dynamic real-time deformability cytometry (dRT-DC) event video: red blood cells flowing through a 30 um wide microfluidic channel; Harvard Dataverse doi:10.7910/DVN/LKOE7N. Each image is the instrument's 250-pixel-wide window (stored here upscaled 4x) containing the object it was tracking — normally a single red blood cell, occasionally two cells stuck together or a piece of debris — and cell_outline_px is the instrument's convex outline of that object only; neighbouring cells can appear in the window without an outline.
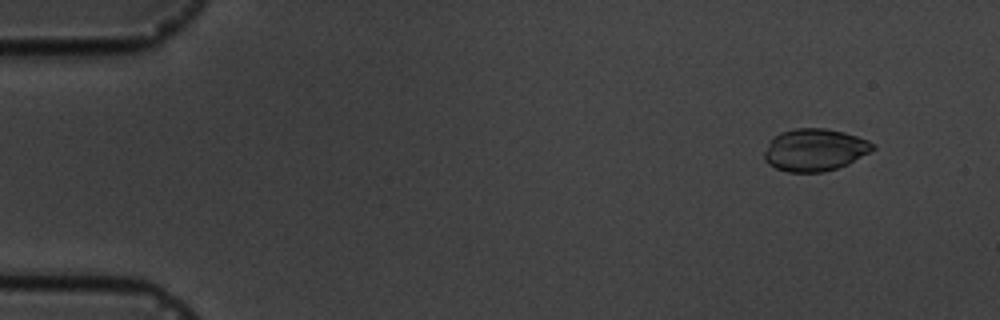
{"species": "common noctule bat (a hibernating species)", "species_latin": "Nyctalus noctula", "temperature_condition": "cold", "stored_images_in_passage": 8, "camera_frame_rate_fps": 3000, "um_per_image_px": 0.085, "animal": {"sex": "male", "body_mass_g": 19.5, "forearm_length_mm": 54.6}, "frame": {"image": 1, "passage_image": 2, "time_ms": 1.333, "image_size_px": [1000, 320], "cell_outline_px": [[876, 148], [848, 164], [824, 172], [788, 172], [776, 168], [768, 164], [764, 160], [764, 152], [772, 136], [780, 132], [796, 128], [824, 128], [844, 132], [868, 140], [876, 144]], "centroid_in_image_um": [69.24, 12.73], "position_along_channel_um": 15.8, "area_um2": 26.88}}
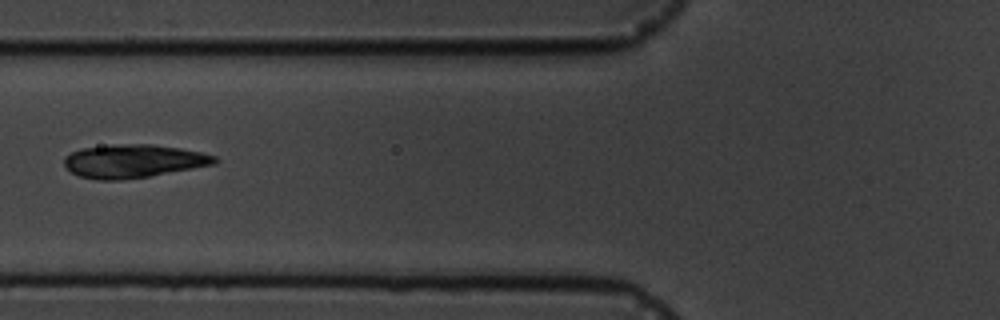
{"frame": {"image": 2, "passage_image": 7, "time_ms": 7.0, "image_size_px": [1000, 320], "cell_outline_px": [[216, 164], [148, 176], [120, 180], [96, 180], [80, 176], [72, 172], [64, 164], [64, 156], [80, 148], [112, 144], [152, 144], [180, 148], [200, 152], [216, 156]], "centroid_in_image_um": [11.31, 13.68], "position_along_channel_um": 114.5, "area_um2": 29.13}}
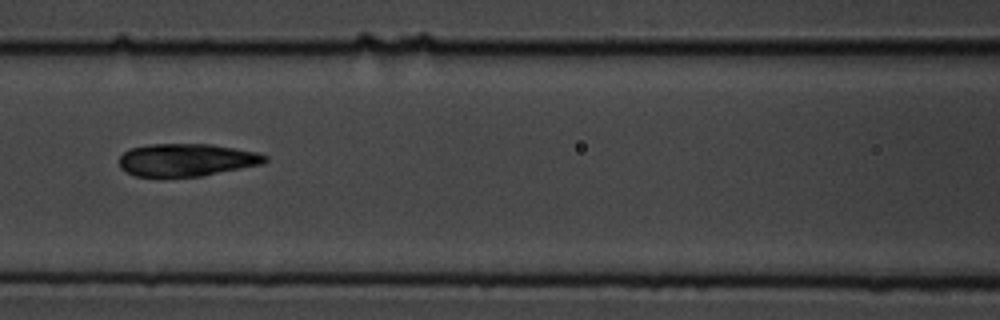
{"frame": {"image": 3, "passage_image": 8, "time_ms": 8.0, "image_size_px": [1000, 320], "cell_outline_px": [[268, 160], [260, 164], [200, 176], [136, 176], [120, 168], [120, 156], [128, 148], [148, 144], [212, 144], [256, 152], [268, 156]], "centroid_in_image_um": [15.83, 13.57], "position_along_channel_um": 150.8, "area_um2": 27.46}}